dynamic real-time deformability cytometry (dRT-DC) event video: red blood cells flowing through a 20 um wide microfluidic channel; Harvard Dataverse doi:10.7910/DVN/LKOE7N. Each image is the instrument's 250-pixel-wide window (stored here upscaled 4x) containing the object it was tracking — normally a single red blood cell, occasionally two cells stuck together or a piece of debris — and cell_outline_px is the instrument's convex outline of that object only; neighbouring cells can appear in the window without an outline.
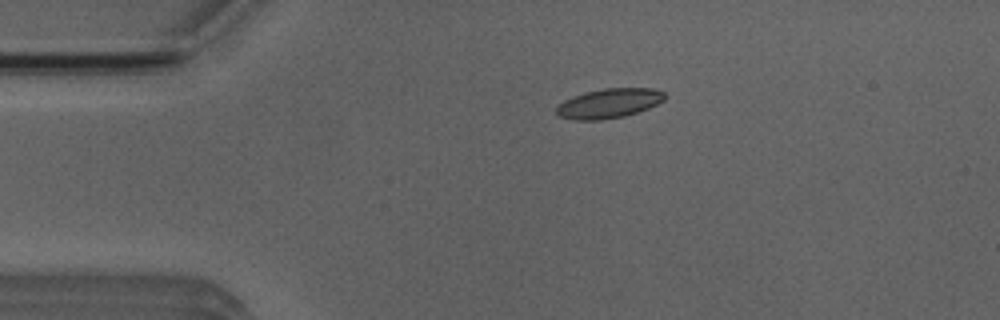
{"species": "Egyptian fruit bat (a non-hibernating species)", "species_latin": "Rousettus aegyptiacus", "temperature_condition": "room temperature", "stored_images_in_passage": 4, "camera_frame_rate_fps": 3000, "um_per_image_px": 0.085, "animal": {"sex": "male"}, "frame": {"image": 1, "passage_image": 3, "time_ms": 3.0, "image_size_px": [1000, 320], "cell_outline_px": [[668, 96], [664, 100], [648, 108], [624, 116], [600, 120], [572, 120], [560, 116], [556, 112], [556, 108], [564, 100], [572, 96], [584, 92], [604, 88], [656, 88], [664, 92]], "centroid_in_image_um": [51.78, 8.77], "position_along_channel_um": 33.2, "area_um2": 18.73}}